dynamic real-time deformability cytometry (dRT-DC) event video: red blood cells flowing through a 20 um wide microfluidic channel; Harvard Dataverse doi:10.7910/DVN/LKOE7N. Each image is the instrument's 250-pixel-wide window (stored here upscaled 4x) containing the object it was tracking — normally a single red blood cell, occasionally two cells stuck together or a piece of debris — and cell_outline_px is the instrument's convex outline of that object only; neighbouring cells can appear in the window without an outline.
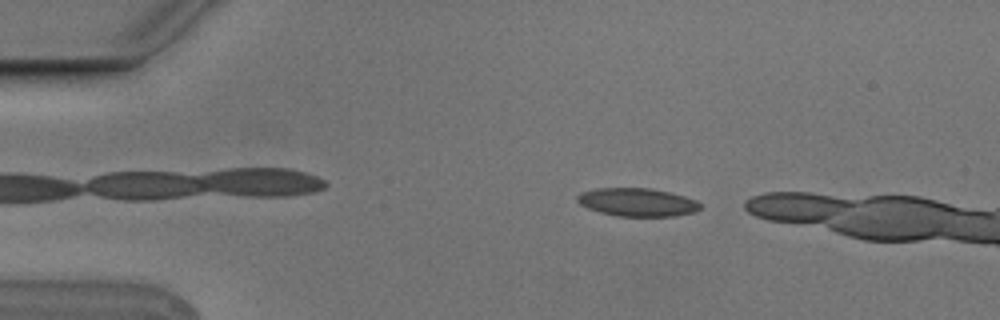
{"species": "Egyptian fruit bat (a non-hibernating species)", "species_latin": "Rousettus aegyptiacus", "temperature_condition": "cold", "stored_images_in_passage": 3, "camera_frame_rate_fps": 3000, "um_per_image_px": 0.085, "animal": {"sex": "male"}, "frame": {"image": 1, "passage_image": 1, "time_ms": 0.0, "image_size_px": [1000, 320], "cell_outline_px": [[700, 208], [692, 212], [676, 216], [616, 216], [600, 212], [588, 208], [580, 204], [576, 200], [576, 196], [580, 192], [596, 188], [648, 188], [668, 192], [684, 196], [696, 200], [700, 204]], "centroid_in_image_um": [54.12, 17.18], "position_along_channel_um": 30.9, "area_um2": 20.11}}